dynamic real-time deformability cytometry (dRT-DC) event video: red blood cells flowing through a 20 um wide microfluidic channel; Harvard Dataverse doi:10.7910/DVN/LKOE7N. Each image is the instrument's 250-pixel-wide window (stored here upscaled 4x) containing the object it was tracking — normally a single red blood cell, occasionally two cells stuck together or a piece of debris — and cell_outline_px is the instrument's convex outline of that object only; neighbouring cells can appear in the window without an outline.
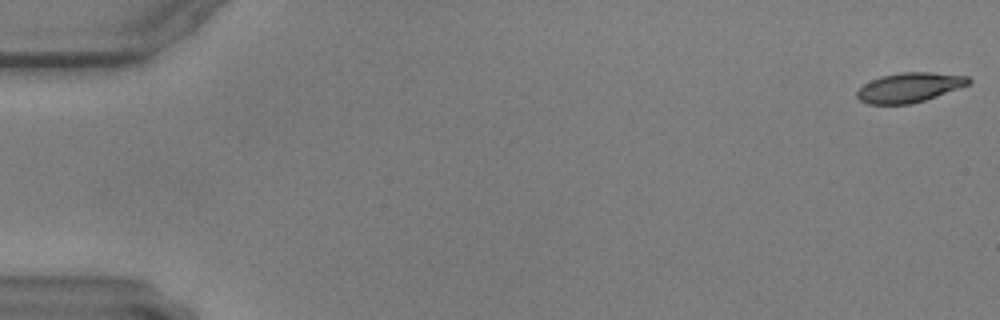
{"species": "common noctule bat (a hibernating species)", "species_latin": "Nyctalus noctula", "temperature_condition": "warm", "stored_images_in_passage": 11, "camera_frame_rate_fps": 3000, "um_per_image_px": 0.085, "animal": {"sex": "male", "body_mass_g": 17.9, "forearm_length_mm": 54.2}, "frame": {"image": 1, "passage_image": 1, "time_ms": 0.0, "image_size_px": [1000, 320], "cell_outline_px": [[972, 80], [968, 84], [936, 96], [912, 104], [868, 104], [860, 100], [856, 96], [856, 92], [864, 84], [880, 76], [900, 72], [932, 72], [968, 76]], "centroid_in_image_um": [77.27, 7.43], "position_along_channel_um": 7.7, "area_um2": 19.13}}